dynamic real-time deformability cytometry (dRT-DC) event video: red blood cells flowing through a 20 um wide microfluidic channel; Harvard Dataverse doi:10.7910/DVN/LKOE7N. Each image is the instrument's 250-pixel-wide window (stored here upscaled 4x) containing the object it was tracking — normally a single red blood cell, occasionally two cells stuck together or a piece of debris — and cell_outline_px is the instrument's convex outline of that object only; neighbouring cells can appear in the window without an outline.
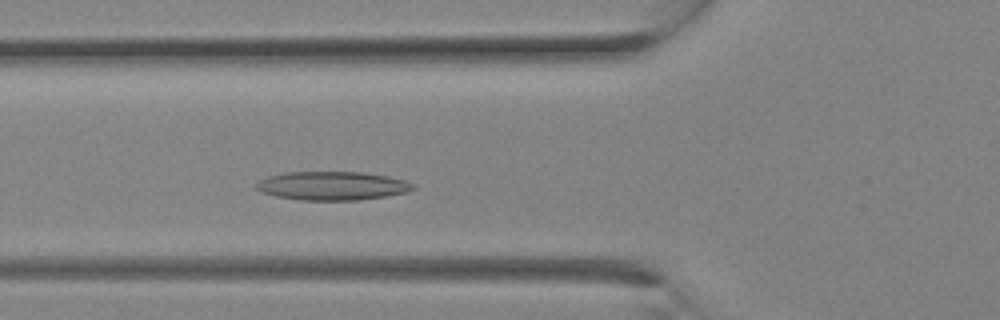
{"species": "Egyptian fruit bat (a non-hibernating species)", "species_latin": "Rousettus aegyptiacus", "temperature_condition": "room temperature", "stored_images_in_passage": 7, "camera_frame_rate_fps": 3000, "um_per_image_px": 0.085, "animal": {"sex": "female"}, "frame": {"image": 1, "passage_image": 7, "time_ms": 2.0, "image_size_px": [1000, 320], "cell_outline_px": [[416, 188], [408, 192], [388, 196], [360, 200], [300, 200], [276, 196], [260, 192], [256, 188], [256, 184], [260, 180], [268, 176], [284, 172], [364, 172], [388, 176], [404, 180], [416, 184]], "centroid_in_image_um": [28.28, 15.79], "position_along_channel_um": 97.5, "area_um2": 26.41}}